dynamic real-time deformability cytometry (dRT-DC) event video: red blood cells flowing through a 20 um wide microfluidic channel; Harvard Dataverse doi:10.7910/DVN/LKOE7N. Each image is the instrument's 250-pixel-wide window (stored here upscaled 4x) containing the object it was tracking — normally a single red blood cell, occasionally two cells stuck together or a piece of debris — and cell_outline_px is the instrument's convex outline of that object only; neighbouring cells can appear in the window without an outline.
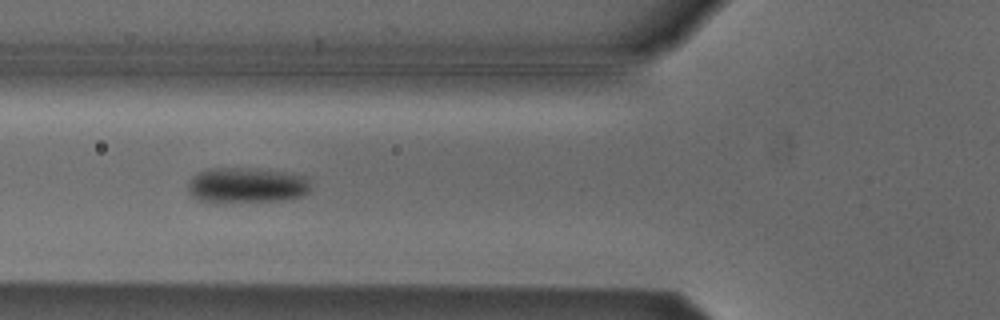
{"species": "Egyptian fruit bat (a non-hibernating species)", "species_latin": "Rousettus aegyptiacus", "temperature_condition": "cold", "stored_images_in_passage": 8, "camera_frame_rate_fps": 3000, "um_per_image_px": 0.085, "animal": {"sex": "male"}, "frame": {"image": 1, "passage_image": 6, "time_ms": 1.667, "image_size_px": [1000, 320], "cell_outline_px": [[308, 192], [304, 196], [284, 200], [212, 204], [196, 200], [188, 192], [188, 184], [192, 176], [200, 172], [212, 168], [256, 168], [304, 176], [308, 180]], "centroid_in_image_um": [20.88, 15.79], "position_along_channel_um": 104.9, "area_um2": 25.78}}
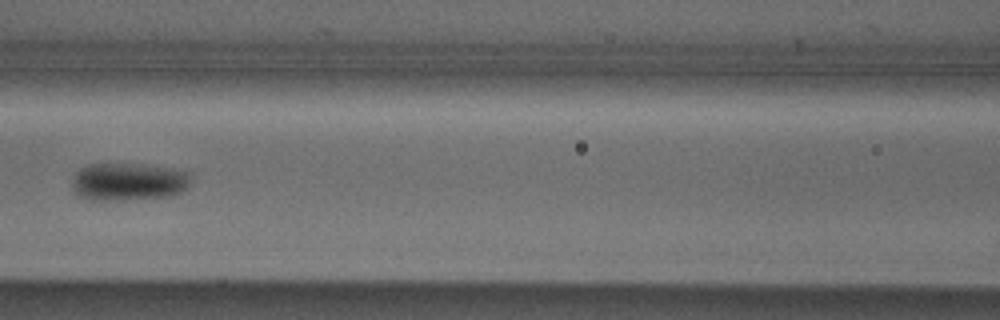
{"frame": {"image": 2, "passage_image": 7, "time_ms": 2.0, "image_size_px": [1000, 320], "cell_outline_px": [[188, 188], [180, 192], [168, 196], [124, 200], [92, 200], [80, 196], [72, 188], [72, 176], [84, 164], [144, 164], [172, 168], [188, 172]], "centroid_in_image_um": [10.87, 15.44], "position_along_channel_um": 155.7, "area_um2": 26.18}}
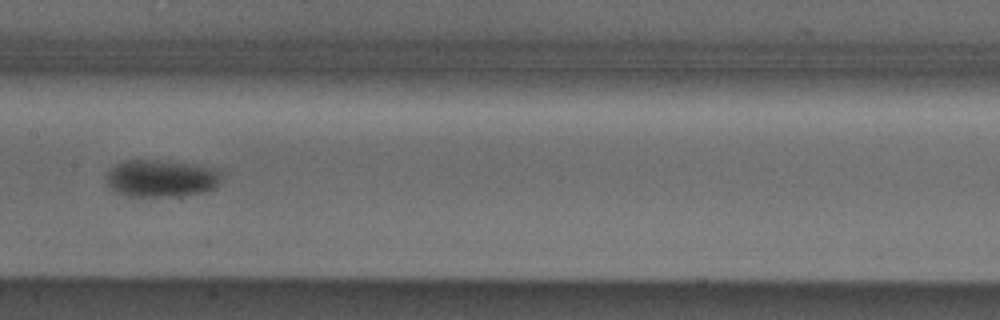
{"frame": {"image": 3, "passage_image": 8, "time_ms": 2.333, "image_size_px": [1000, 320], "cell_outline_px": [[220, 184], [216, 188], [204, 192], [172, 196], [128, 196], [112, 192], [104, 176], [108, 168], [124, 160], [156, 160], [216, 168], [220, 172]], "centroid_in_image_um": [13.63, 15.17], "position_along_channel_um": 193.8, "area_um2": 25.14}}